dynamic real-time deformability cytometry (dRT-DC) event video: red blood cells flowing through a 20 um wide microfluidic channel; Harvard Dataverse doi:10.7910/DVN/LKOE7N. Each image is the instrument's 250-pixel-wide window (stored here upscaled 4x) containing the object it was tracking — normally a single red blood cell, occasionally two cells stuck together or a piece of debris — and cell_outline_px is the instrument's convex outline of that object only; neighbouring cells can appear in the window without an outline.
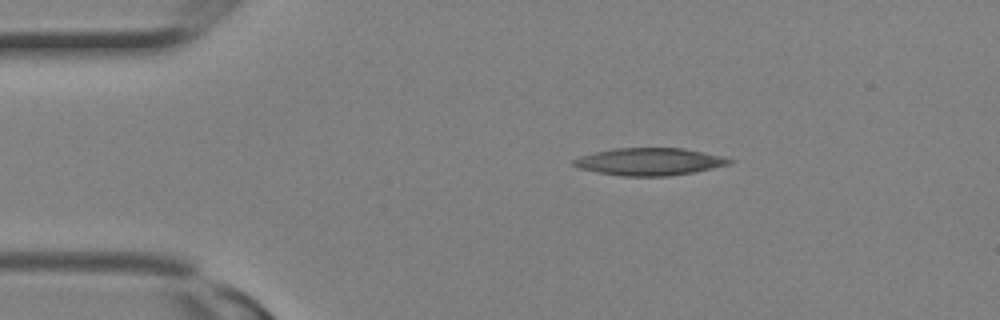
{"species": "Egyptian fruit bat (a non-hibernating species)", "species_latin": "Rousettus aegyptiacus", "temperature_condition": "room temperature", "stored_images_in_passage": 2, "camera_frame_rate_fps": 3000, "um_per_image_px": 0.085, "animal": {"sex": "female"}, "frame": {"image": 1, "passage_image": 1, "time_ms": 0.0, "image_size_px": [1000, 320], "cell_outline_px": [[736, 160], [732, 164], [696, 172], [668, 176], [620, 176], [596, 172], [580, 168], [572, 164], [572, 160], [580, 156], [596, 152], [616, 148], [684, 148], [724, 156]], "centroid_in_image_um": [55.27, 13.74], "position_along_channel_um": 29.7, "area_um2": 25.09}}